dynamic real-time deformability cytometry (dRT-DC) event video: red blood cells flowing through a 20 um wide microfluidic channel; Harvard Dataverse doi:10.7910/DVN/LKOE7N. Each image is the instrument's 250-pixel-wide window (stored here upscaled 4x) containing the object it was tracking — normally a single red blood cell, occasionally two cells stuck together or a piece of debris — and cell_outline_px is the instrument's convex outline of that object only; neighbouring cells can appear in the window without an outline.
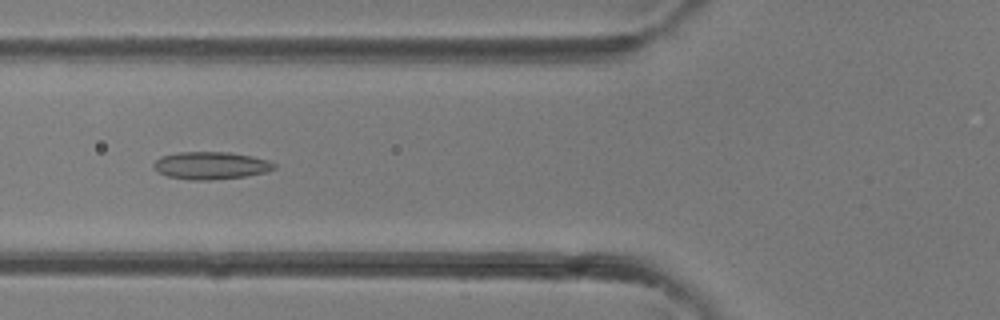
{"species": "common noctule bat (a hibernating species)", "species_latin": "Nyctalus noctula", "temperature_condition": "room temperature", "stored_images_in_passage": 35, "camera_frame_rate_fps": 3000, "um_per_image_px": 0.085, "animal": {"sex": "female"}, "frame": {"image": 1, "passage_image": 15, "time_ms": 4.667, "image_size_px": [1000, 320], "cell_outline_px": [[276, 168], [264, 172], [244, 176], [208, 180], [188, 180], [168, 176], [152, 168], [152, 164], [160, 156], [180, 152], [228, 152], [252, 156], [268, 160], [276, 164]], "centroid_in_image_um": [17.89, 14.06], "position_along_channel_um": 107.9, "area_um2": 19.25}}
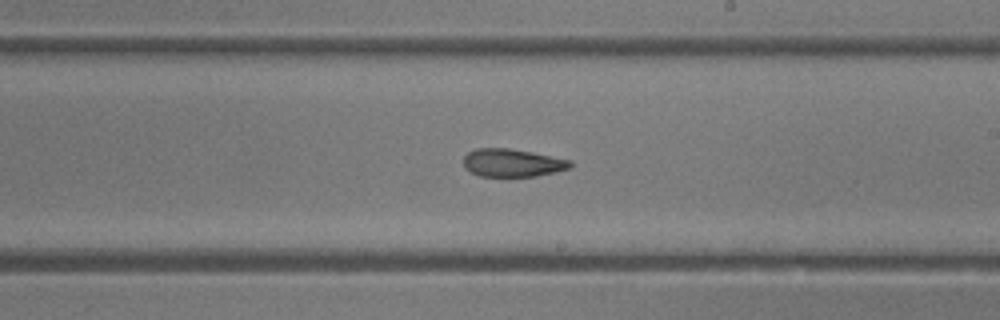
{"frame": {"image": 2, "passage_image": 23, "time_ms": 7.333, "image_size_px": [1000, 320], "cell_outline_px": [[572, 164], [568, 168], [556, 172], [536, 176], [480, 176], [472, 172], [464, 164], [464, 156], [468, 152], [476, 148], [508, 148], [532, 152], [572, 160]], "centroid_in_image_um": [43.57, 13.83], "position_along_channel_um": 245.4, "area_um2": 17.22}}
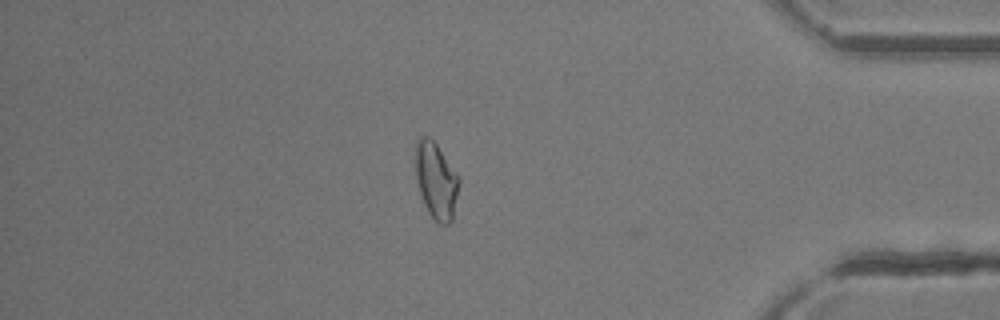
{"frame": {"image": 3, "passage_image": 34, "time_ms": 11.0, "image_size_px": [1000, 320], "cell_outline_px": [[460, 184], [452, 220], [448, 224], [440, 224], [428, 212], [424, 204], [420, 192], [416, 176], [416, 140], [420, 136], [428, 136], [436, 144], [460, 176]], "centroid_in_image_um": [37.09, 15.34], "position_along_channel_um": 398.1, "area_um2": 19.31}}